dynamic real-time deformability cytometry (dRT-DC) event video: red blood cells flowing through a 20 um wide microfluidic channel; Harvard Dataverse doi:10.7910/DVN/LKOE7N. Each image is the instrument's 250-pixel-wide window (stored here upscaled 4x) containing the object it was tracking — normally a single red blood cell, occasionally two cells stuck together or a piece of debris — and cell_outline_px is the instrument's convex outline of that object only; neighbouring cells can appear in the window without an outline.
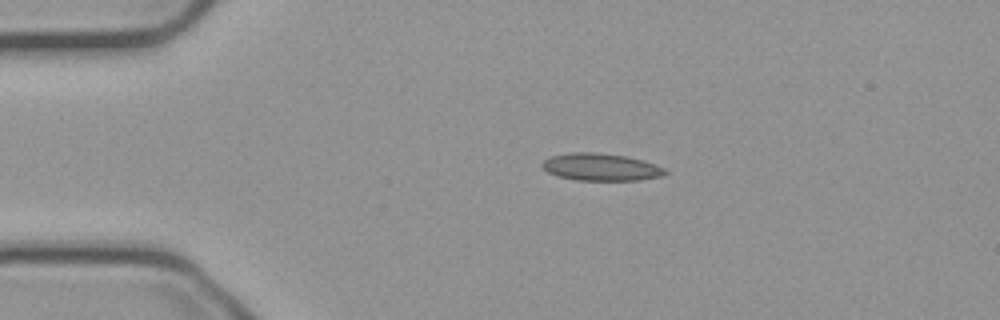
{"species": "common noctule bat (a hibernating species)", "species_latin": "Nyctalus noctula", "temperature_condition": "cold", "stored_images_in_passage": 44, "camera_frame_rate_fps": 3000, "um_per_image_px": 0.085, "animal": {"sex": "male", "body_mass_g": 23.1, "forearm_length_mm": 52.7}, "frame": {"image": 1, "passage_image": 1, "time_ms": 0.0, "image_size_px": [1000, 320], "cell_outline_px": [[668, 172], [660, 176], [640, 180], [576, 180], [560, 176], [548, 172], [540, 164], [544, 160], [552, 156], [572, 152], [596, 152], [624, 156], [656, 164], [664, 168]], "centroid_in_image_um": [51.07, 14.2], "position_along_channel_um": 33.9, "area_um2": 19.31}}
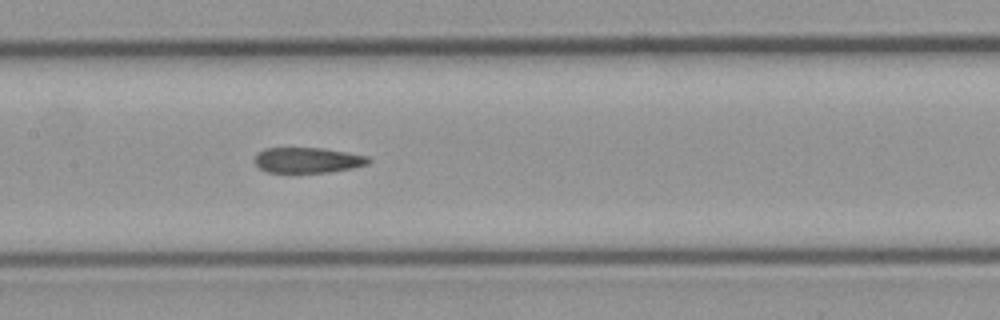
{"frame": {"image": 2, "passage_image": 16, "time_ms": 5.0, "image_size_px": [1000, 320], "cell_outline_px": [[372, 160], [368, 164], [352, 168], [332, 172], [268, 172], [260, 168], [252, 160], [256, 152], [264, 148], [324, 148], [368, 156]], "centroid_in_image_um": [26.13, 13.6], "position_along_channel_um": 181.3, "area_um2": 17.05}}
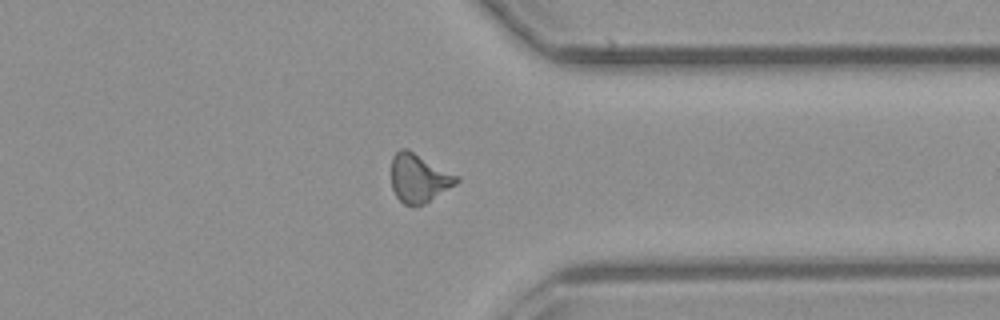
{"frame": {"image": 3, "passage_image": 32, "time_ms": 10.333, "image_size_px": [1000, 320], "cell_outline_px": [[460, 180], [456, 184], [424, 204], [404, 204], [396, 196], [392, 188], [392, 156], [400, 148], [408, 148], [460, 176]], "centroid_in_image_um": [35.62, 15.1], "position_along_channel_um": 375.8, "area_um2": 18.5}, "authors_computed_cell_mechanics": {"area_um2": 18.0914, "velocity_mm_per_s": 3.7401, "shape_relaxation_time_tau1_ms": 10.6754, "shape_relaxation_time_tau2_ms": 2.9498, "deformation_change_tau1": 0.1984, "deformation_change_tau2": 0.1038}}